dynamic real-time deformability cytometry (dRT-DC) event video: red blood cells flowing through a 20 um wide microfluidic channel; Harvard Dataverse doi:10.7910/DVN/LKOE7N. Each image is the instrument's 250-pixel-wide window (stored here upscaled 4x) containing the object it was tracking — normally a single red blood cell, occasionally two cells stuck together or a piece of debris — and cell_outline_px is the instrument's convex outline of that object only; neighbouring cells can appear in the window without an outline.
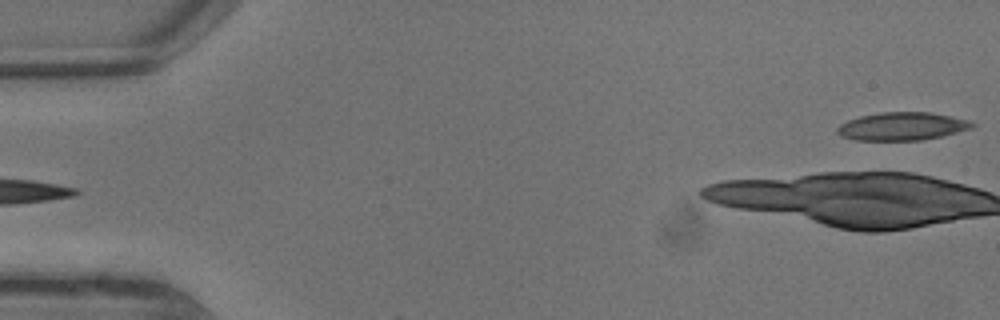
{"species": "common noctule bat (a hibernating species)", "species_latin": "Nyctalus noctula", "temperature_condition": "warm", "stored_images_in_passage": 7, "segment_of_instrument_passage": [2, 2], "camera_frame_rate_fps": 3000, "um_per_image_px": 0.085, "animal": {"sex": "male", "body_mass_g": 13.3}, "frame": {"image": 1, "passage_image": 7, "time_ms": 2.0, "image_size_px": [1000, 320], "cell_outline_px": [[976, 124], [972, 128], [940, 136], [920, 140], [856, 140], [840, 136], [836, 132], [836, 128], [840, 124], [848, 120], [860, 116], [880, 112], [928, 112], [968, 120]], "centroid_in_image_um": [76.62, 10.73], "position_along_channel_um": 8.4, "area_um2": 21.85}}